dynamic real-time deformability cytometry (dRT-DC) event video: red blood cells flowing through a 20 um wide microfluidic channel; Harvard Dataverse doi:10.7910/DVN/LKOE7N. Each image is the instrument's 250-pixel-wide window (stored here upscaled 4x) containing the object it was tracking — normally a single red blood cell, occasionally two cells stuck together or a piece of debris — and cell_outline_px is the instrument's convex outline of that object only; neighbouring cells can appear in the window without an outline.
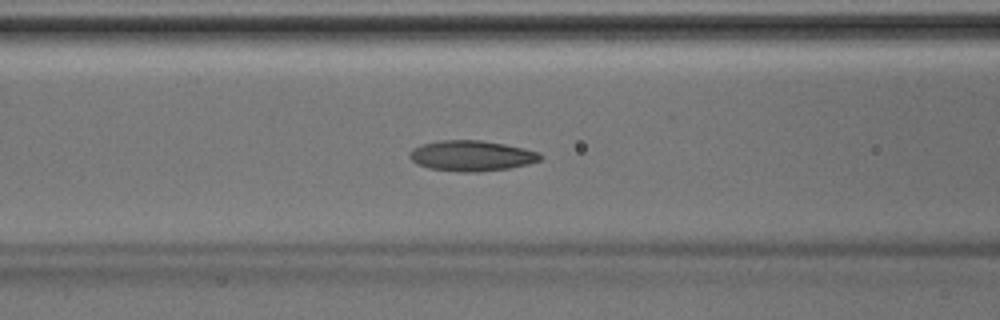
{"species": "Egyptian fruit bat (a non-hibernating species)", "species_latin": "Rousettus aegyptiacus", "temperature_condition": "room temperature", "stored_images_in_passage": 43, "camera_frame_rate_fps": 3000, "um_per_image_px": 0.085, "animal": {"sex": "male"}, "frame": {"image": 1, "passage_image": 17, "time_ms": 5.333, "image_size_px": [1000, 320], "cell_outline_px": [[544, 156], [540, 160], [528, 164], [508, 168], [476, 172], [460, 172], [428, 168], [416, 164], [408, 156], [408, 152], [412, 148], [420, 144], [436, 140], [480, 140], [504, 144], [524, 148], [540, 152]], "centroid_in_image_um": [40.04, 13.23], "position_along_channel_um": 126.6, "area_um2": 23.52}}
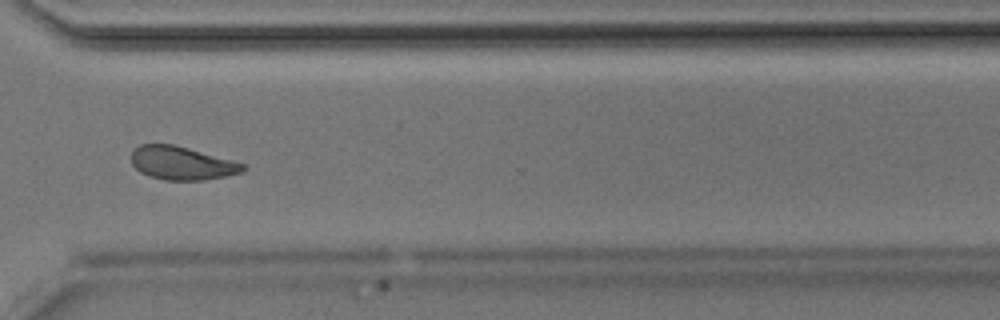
{"frame": {"image": 2, "passage_image": 32, "time_ms": 10.333, "image_size_px": [1000, 320], "cell_outline_px": [[244, 168], [240, 172], [224, 176], [204, 180], [164, 180], [148, 176], [140, 172], [132, 164], [132, 152], [140, 144], [172, 144], [188, 148], [244, 164]], "centroid_in_image_um": [15.39, 13.87], "position_along_channel_um": 355.2, "area_um2": 21.27}}
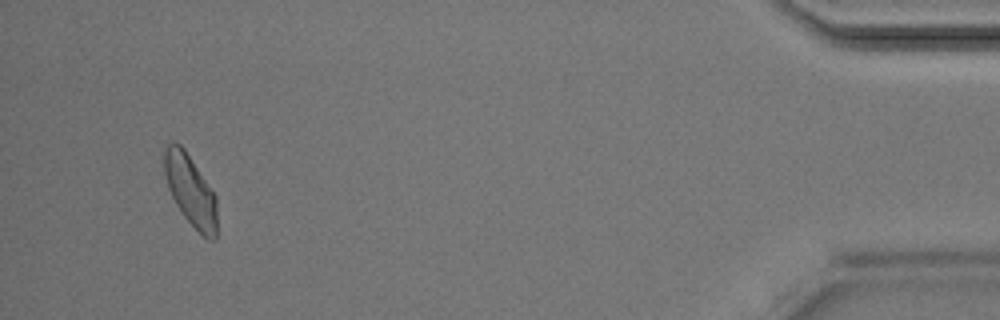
{"frame": {"image": 3, "passage_image": 41, "time_ms": 13.333, "image_size_px": [1000, 320], "cell_outline_px": [[216, 240], [208, 240], [184, 216], [176, 204], [168, 188], [164, 172], [164, 148], [172, 140], [180, 144], [184, 148], [216, 196]], "centroid_in_image_um": [16.18, 16.16], "position_along_channel_um": 419.0, "area_um2": 21.56}}